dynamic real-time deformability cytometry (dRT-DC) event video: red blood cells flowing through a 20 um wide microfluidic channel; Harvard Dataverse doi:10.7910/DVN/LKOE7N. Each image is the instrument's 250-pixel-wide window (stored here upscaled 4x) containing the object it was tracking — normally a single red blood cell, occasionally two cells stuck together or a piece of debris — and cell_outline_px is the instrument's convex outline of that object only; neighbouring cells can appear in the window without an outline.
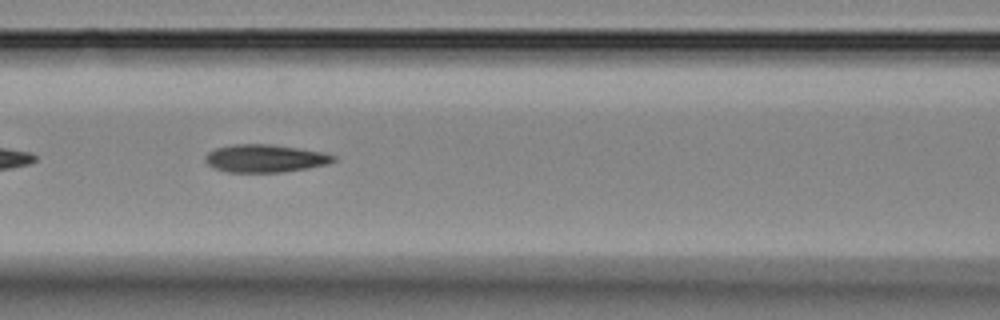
{"species": "Egyptian fruit bat (a non-hibernating species)", "species_latin": "Rousettus aegyptiacus", "temperature_condition": "room temperature", "stored_images_in_passage": 14, "camera_frame_rate_fps": 3000, "um_per_image_px": 0.085, "animal": {"sex": "female"}, "frame": {"image": 1, "passage_image": 5, "time_ms": 4.333, "image_size_px": [1000, 320], "cell_outline_px": [[336, 160], [328, 164], [308, 168], [280, 172], [228, 172], [216, 168], [208, 164], [204, 160], [204, 156], [208, 152], [216, 148], [232, 144], [272, 144], [324, 152], [336, 156]], "centroid_in_image_um": [22.54, 13.45], "position_along_channel_um": 144.1, "area_um2": 20.81}}
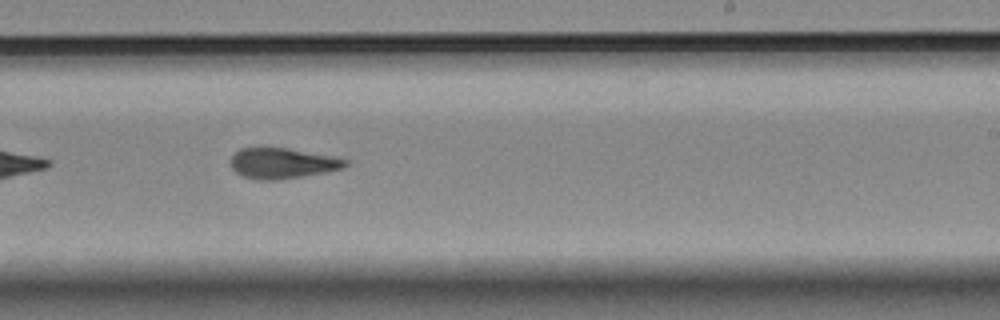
{"frame": {"image": 2, "passage_image": 8, "time_ms": 7.667, "image_size_px": [1000, 320], "cell_outline_px": [[348, 164], [344, 168], [324, 172], [276, 180], [260, 180], [244, 176], [236, 172], [232, 168], [232, 156], [240, 148], [260, 144], [288, 148], [332, 156], [348, 160]], "centroid_in_image_um": [23.96, 13.82], "position_along_channel_um": 265.0, "area_um2": 20.75}}
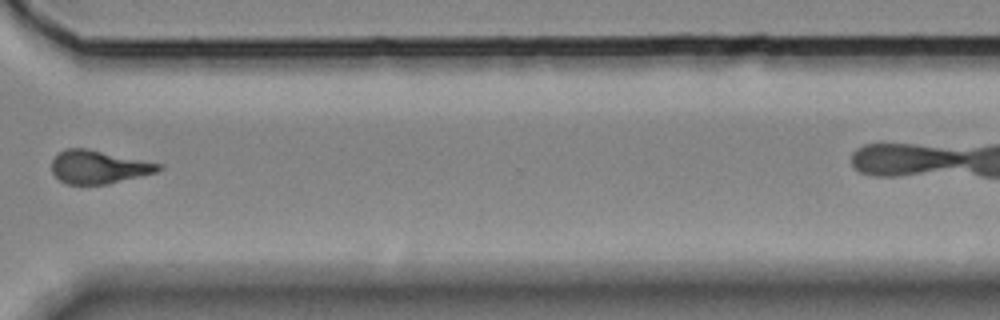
{"frame": {"image": 3, "passage_image": 10, "time_ms": 10.333, "image_size_px": [1000, 320], "cell_outline_px": [[164, 168], [156, 172], [108, 184], [68, 184], [60, 180], [52, 172], [52, 160], [56, 152], [64, 148], [88, 148], [160, 164]], "centroid_in_image_um": [8.33, 14.18], "position_along_channel_um": 362.3, "area_um2": 20.63}, "authors_computed_cell_mechanics": {"area_um2": 21.2415, "velocity_mm_per_s": 3.646, "shape_relaxation_time_tau1_ms": null, "shape_relaxation_time_tau2_ms": 3.5597, "deformation_change_tau1": null, "deformation_change_tau2": 0.1151}}